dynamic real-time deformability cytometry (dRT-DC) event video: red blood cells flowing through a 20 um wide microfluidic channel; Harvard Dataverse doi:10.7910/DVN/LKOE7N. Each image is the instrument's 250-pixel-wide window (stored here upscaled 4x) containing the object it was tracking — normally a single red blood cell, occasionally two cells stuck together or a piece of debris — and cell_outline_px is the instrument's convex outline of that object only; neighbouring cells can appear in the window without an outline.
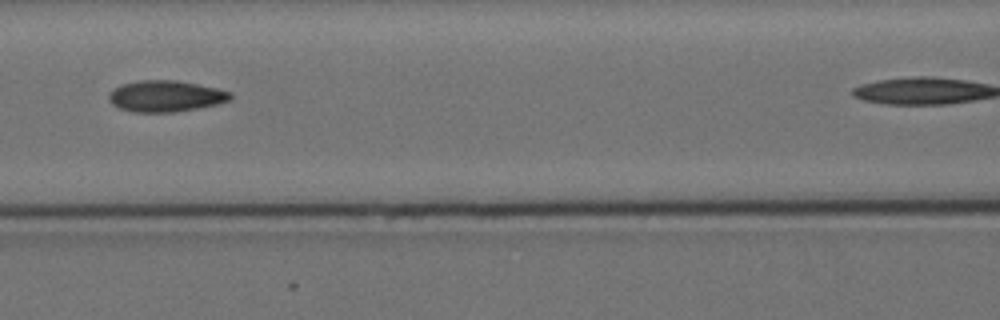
{"species": "Egyptian fruit bat (a non-hibernating species)", "species_latin": "Rousettus aegyptiacus", "temperature_condition": "cold", "stored_images_in_passage": 8, "camera_frame_rate_fps": 3000, "um_per_image_px": 0.085, "animal": {"sex": "female"}, "frame": {"image": 1, "passage_image": 5, "time_ms": 4.667, "image_size_px": [1000, 320], "cell_outline_px": [[232, 100], [220, 104], [176, 112], [132, 112], [120, 108], [112, 104], [108, 100], [108, 92], [120, 84], [140, 80], [176, 80], [216, 88], [232, 92]], "centroid_in_image_um": [14.08, 8.17], "position_along_channel_um": 152.5, "area_um2": 22.43}}
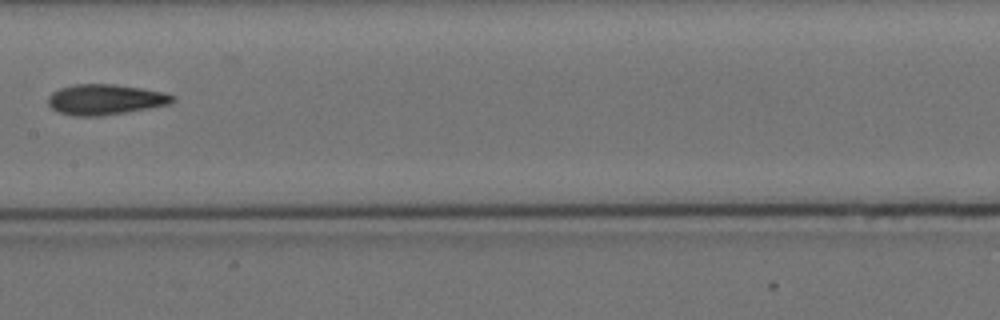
{"frame": {"image": 2, "passage_image": 8, "time_ms": 9.0, "image_size_px": [1000, 320], "cell_outline_px": [[176, 100], [172, 104], [100, 116], [76, 116], [60, 112], [52, 108], [48, 104], [48, 96], [52, 92], [60, 88], [76, 84], [116, 84], [144, 88], [164, 92], [176, 96]], "centroid_in_image_um": [8.99, 8.44], "position_along_channel_um": 198.4, "area_um2": 22.2}}